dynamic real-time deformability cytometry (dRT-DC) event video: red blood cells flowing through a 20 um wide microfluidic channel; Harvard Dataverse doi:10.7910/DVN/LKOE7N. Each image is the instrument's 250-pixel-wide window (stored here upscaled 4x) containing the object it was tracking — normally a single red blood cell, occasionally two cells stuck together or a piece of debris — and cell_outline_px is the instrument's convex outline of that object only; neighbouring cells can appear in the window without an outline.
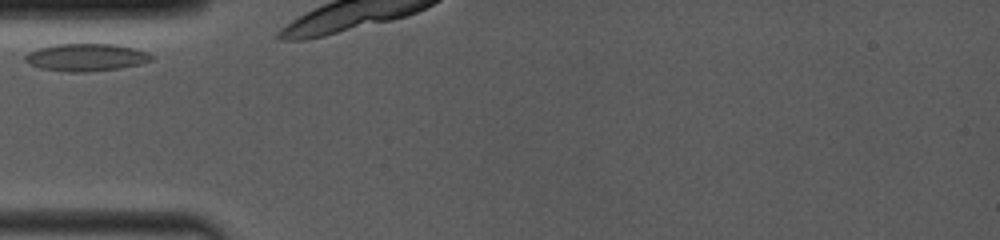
{"species": "common noctule bat (a hibernating species)", "species_latin": "Nyctalus noctula", "temperature_condition": "room temperature", "stored_images_in_passage": 3, "camera_frame_rate_fps": 4000, "um_per_image_px": 0.085, "animal": {"sex": "female", "body_mass_g": 19.0, "forearm_length_mm": 53.3}, "frame": {"image": 1, "passage_image": 1, "time_ms": 0.0, "image_size_px": [1000, 240], "cell_outline_px": [[156, 56], [152, 60], [140, 64], [120, 68], [80, 72], [68, 72], [40, 68], [28, 64], [24, 60], [24, 56], [28, 52], [40, 48], [56, 44], [112, 44], [132, 48], [148, 52]], "centroid_in_image_um": [7.32, 4.87], "position_along_channel_um": 77.7, "area_um2": 20.17}}